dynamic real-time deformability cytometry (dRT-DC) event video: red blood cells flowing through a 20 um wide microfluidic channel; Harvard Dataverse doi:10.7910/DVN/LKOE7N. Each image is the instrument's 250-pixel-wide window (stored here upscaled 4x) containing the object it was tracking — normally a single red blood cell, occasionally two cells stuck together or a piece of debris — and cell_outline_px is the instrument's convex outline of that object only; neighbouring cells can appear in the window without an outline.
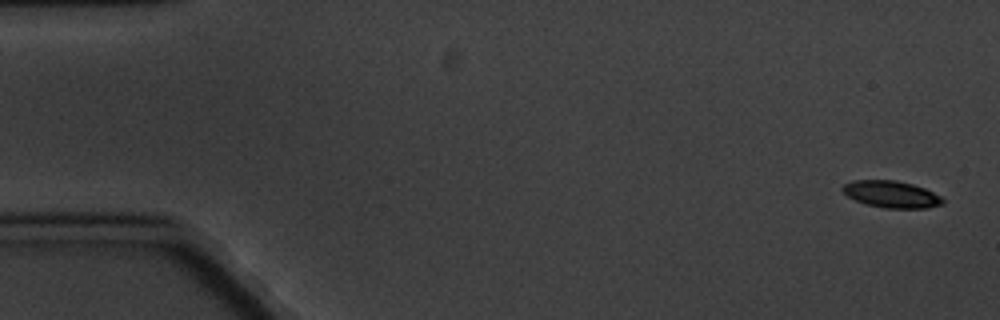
{"species": "common noctule bat (a hibernating species)", "species_latin": "Nyctalus noctula", "temperature_condition": "cold", "stored_images_in_passage": 8, "camera_frame_rate_fps": 3000, "um_per_image_px": 0.085, "animal": {"sex": "male", "body_mass_g": 20.1, "forearm_length_mm": 53.5}, "frame": {"image": 1, "passage_image": 1, "time_ms": 0.0, "image_size_px": [1000, 320], "cell_outline_px": [[944, 204], [928, 208], [884, 208], [868, 204], [856, 200], [848, 196], [840, 188], [844, 184], [852, 180], [896, 180], [912, 184], [924, 188], [940, 196], [944, 200]], "centroid_in_image_um": [75.77, 16.51], "position_along_channel_um": 9.2, "area_um2": 15.61}}
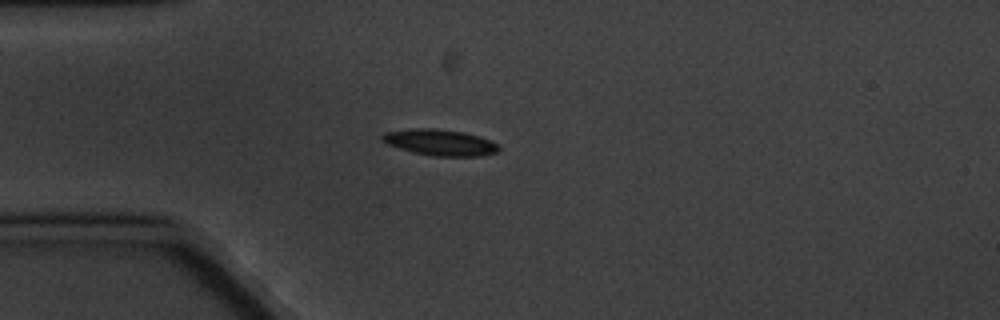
{"frame": {"image": 2, "passage_image": 5, "time_ms": 4.667, "image_size_px": [1000, 320], "cell_outline_px": [[500, 148], [496, 152], [480, 156], [432, 156], [412, 152], [388, 144], [380, 140], [380, 136], [388, 132], [416, 128], [432, 128], [464, 132], [488, 140], [496, 144]], "centroid_in_image_um": [37.37, 12.11], "position_along_channel_um": 47.6, "area_um2": 17.46}}
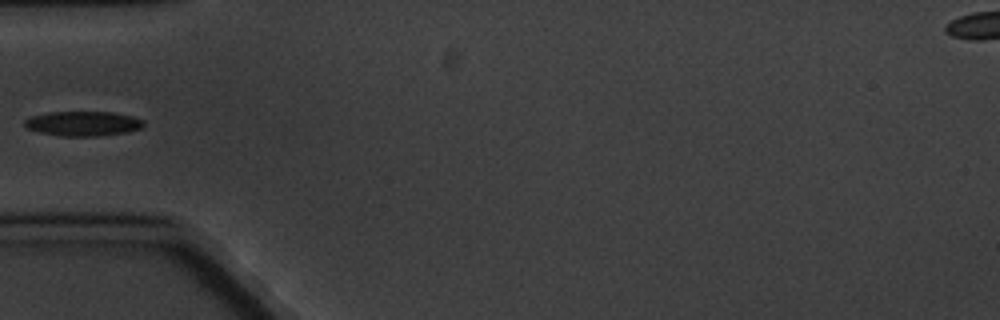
{"frame": {"image": 3, "passage_image": 6, "time_ms": 6.0, "image_size_px": [1000, 320], "cell_outline_px": [[144, 124], [140, 128], [128, 132], [100, 136], [60, 136], [40, 132], [24, 128], [24, 120], [32, 116], [48, 112], [112, 112], [132, 116], [144, 120]], "centroid_in_image_um": [7.04, 10.51], "position_along_channel_um": 78.0, "area_um2": 17.22}}